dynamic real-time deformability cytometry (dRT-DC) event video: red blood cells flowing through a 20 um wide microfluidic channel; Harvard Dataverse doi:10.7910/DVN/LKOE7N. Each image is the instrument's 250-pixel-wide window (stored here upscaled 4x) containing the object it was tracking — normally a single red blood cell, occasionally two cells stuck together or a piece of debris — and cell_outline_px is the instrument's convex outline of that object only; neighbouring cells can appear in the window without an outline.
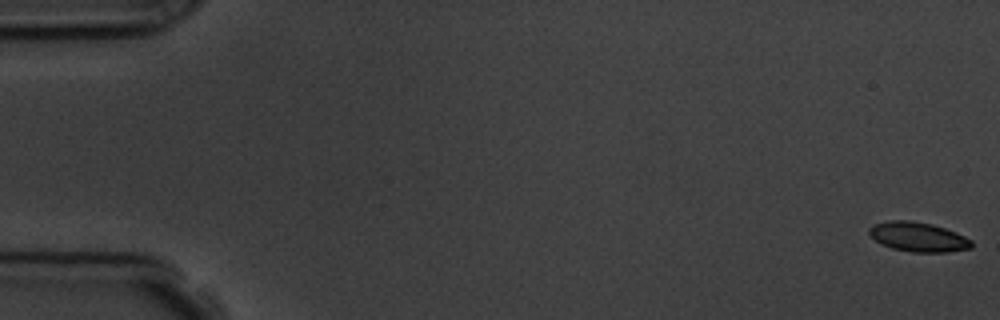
{"species": "common noctule bat (a hibernating species)", "species_latin": "Nyctalus noctula", "temperature_condition": "room temperature", "stored_images_in_passage": 5, "camera_frame_rate_fps": 3000, "um_per_image_px": 0.085, "animal": {"sex": "male", "body_mass_g": 19.5, "forearm_length_mm": 54.6}, "frame": {"image": 1, "passage_image": 1, "time_ms": 0.0, "image_size_px": [1000, 320], "cell_outline_px": [[972, 248], [948, 252], [912, 252], [892, 248], [880, 244], [868, 232], [868, 228], [872, 224], [888, 220], [908, 220], [932, 224], [956, 232], [972, 240]], "centroid_in_image_um": [78.03, 20.13], "position_along_channel_um": 7.0, "area_um2": 17.69}}